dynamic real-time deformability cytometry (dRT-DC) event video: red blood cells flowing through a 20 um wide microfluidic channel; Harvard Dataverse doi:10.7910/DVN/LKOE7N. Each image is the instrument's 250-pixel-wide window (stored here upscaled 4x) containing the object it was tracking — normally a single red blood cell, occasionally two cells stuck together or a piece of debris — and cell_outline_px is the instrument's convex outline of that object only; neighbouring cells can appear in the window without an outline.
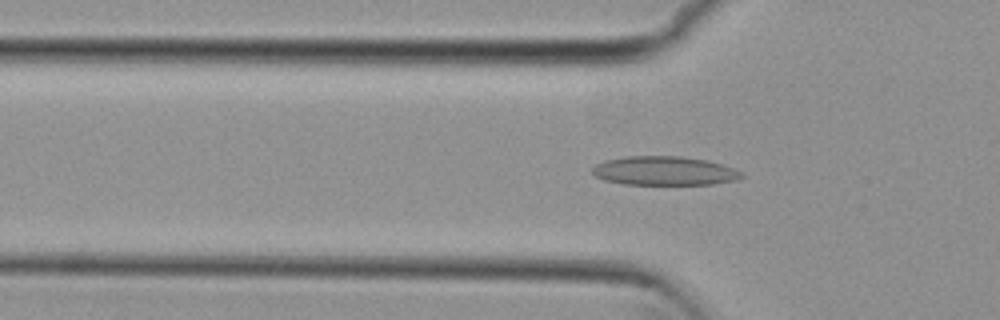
{"species": "common noctule bat (a hibernating species)", "species_latin": "Nyctalus noctula", "temperature_condition": "cold", "stored_images_in_passage": 39, "camera_frame_rate_fps": 3000, "um_per_image_px": 0.085, "animal": {"sex": "female", "body_mass_g": 29.2, "forearm_length_mm": 56.3}, "frame": {"image": 1, "passage_image": 16, "time_ms": 5.0, "image_size_px": [1000, 320], "cell_outline_px": [[744, 176], [736, 180], [712, 184], [624, 184], [604, 180], [596, 176], [592, 172], [592, 168], [596, 164], [604, 160], [624, 156], [680, 156], [708, 160], [744, 172]], "centroid_in_image_um": [56.46, 14.51], "position_along_channel_um": 69.3, "area_um2": 25.2}}
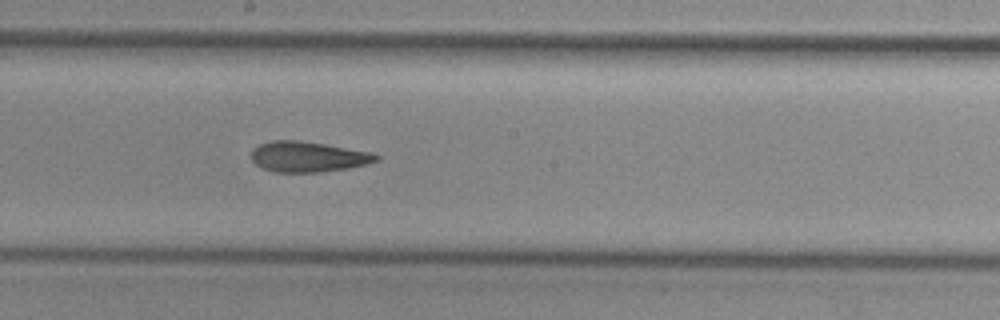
{"frame": {"image": 2, "passage_image": 28, "time_ms": 9.0, "image_size_px": [1000, 320], "cell_outline_px": [[380, 160], [368, 164], [348, 168], [320, 172], [276, 172], [264, 168], [256, 164], [252, 160], [252, 148], [260, 144], [272, 140], [300, 140], [372, 152], [380, 156]], "centroid_in_image_um": [26.21, 13.32], "position_along_channel_um": 222.0, "area_um2": 22.2}}
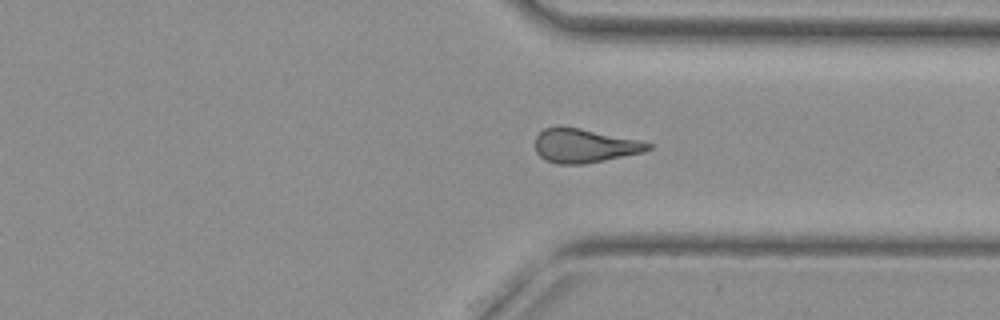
{"frame": {"image": 3, "passage_image": 39, "time_ms": 12.667, "image_size_px": [1000, 320], "cell_outline_px": [[652, 148], [644, 152], [584, 164], [556, 164], [544, 160], [536, 152], [536, 136], [544, 128], [580, 128], [636, 140], [652, 144]], "centroid_in_image_um": [49.66, 12.41], "position_along_channel_um": 361.7, "area_um2": 21.85}}